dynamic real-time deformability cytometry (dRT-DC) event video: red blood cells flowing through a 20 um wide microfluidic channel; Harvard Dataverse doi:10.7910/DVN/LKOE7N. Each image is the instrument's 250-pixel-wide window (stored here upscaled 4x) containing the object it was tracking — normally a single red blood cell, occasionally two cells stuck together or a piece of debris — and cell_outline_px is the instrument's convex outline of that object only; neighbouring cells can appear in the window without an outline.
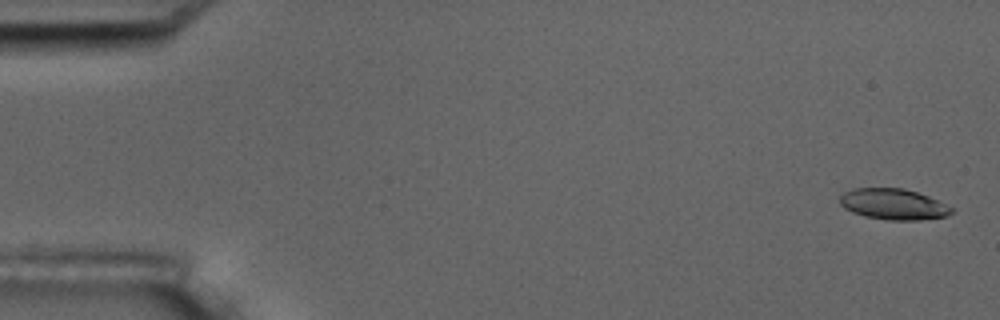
{"species": "common noctule bat (a hibernating species)", "species_latin": "Nyctalus noctula", "temperature_condition": "room temperature", "stored_images_in_passage": 6, "camera_frame_rate_fps": 3000, "um_per_image_px": 0.085, "animal": {"sex": "male", "body_mass_g": 17.5, "forearm_length_mm": 52.3}, "frame": {"image": 1, "passage_image": 1, "time_ms": 0.0, "image_size_px": [1000, 320], "cell_outline_px": [[952, 212], [948, 216], [920, 220], [888, 220], [864, 216], [852, 212], [844, 208], [840, 204], [840, 196], [844, 192], [852, 188], [904, 188], [928, 196], [952, 208]], "centroid_in_image_um": [75.9, 17.36], "position_along_channel_um": 9.1, "area_um2": 20.06}}
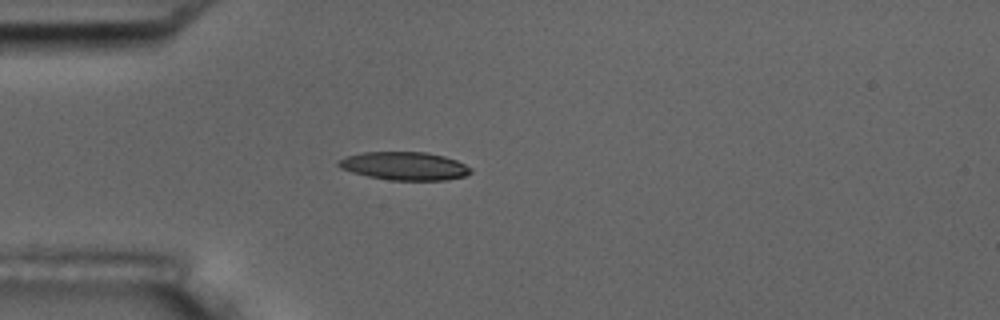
{"frame": {"image": 2, "passage_image": 5, "time_ms": 4.667, "image_size_px": [1000, 320], "cell_outline_px": [[472, 172], [464, 176], [444, 180], [392, 180], [368, 176], [352, 172], [340, 168], [336, 164], [336, 160], [344, 156], [364, 152], [428, 152], [444, 156], [456, 160], [472, 168]], "centroid_in_image_um": [34.35, 14.1], "position_along_channel_um": 50.7, "area_um2": 21.79}}